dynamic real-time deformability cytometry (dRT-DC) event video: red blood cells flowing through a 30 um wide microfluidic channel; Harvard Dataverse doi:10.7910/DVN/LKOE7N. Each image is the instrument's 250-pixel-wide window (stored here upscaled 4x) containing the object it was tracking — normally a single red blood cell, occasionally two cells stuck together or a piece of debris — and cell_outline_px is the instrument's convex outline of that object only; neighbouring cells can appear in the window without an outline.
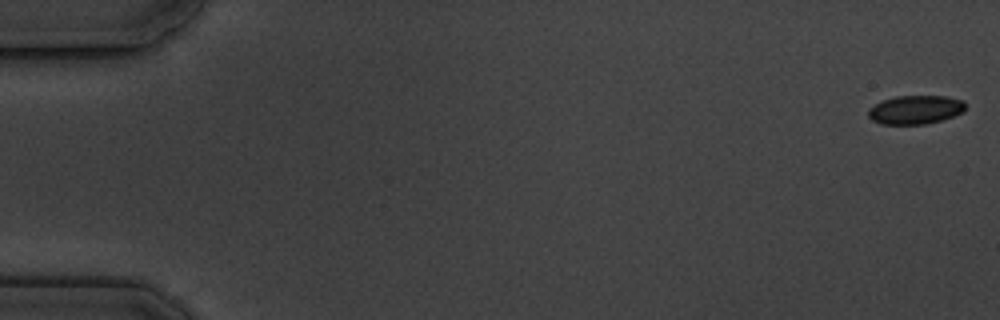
{"species": "common noctule bat (a hibernating species)", "species_latin": "Nyctalus noctula", "temperature_condition": "cold", "stored_images_in_passage": 4, "camera_frame_rate_fps": 3000, "um_per_image_px": 0.085, "animal": {"sex": "male", "body_mass_g": 19.5, "forearm_length_mm": 54.6}, "frame": {"image": 1, "passage_image": 1, "time_ms": 0.0, "image_size_px": [1000, 320], "cell_outline_px": [[964, 112], [940, 120], [924, 124], [880, 124], [872, 120], [868, 116], [868, 108], [884, 100], [896, 96], [944, 96], [964, 100]], "centroid_in_image_um": [77.79, 9.32], "position_along_channel_um": 7.2, "area_um2": 16.13}}